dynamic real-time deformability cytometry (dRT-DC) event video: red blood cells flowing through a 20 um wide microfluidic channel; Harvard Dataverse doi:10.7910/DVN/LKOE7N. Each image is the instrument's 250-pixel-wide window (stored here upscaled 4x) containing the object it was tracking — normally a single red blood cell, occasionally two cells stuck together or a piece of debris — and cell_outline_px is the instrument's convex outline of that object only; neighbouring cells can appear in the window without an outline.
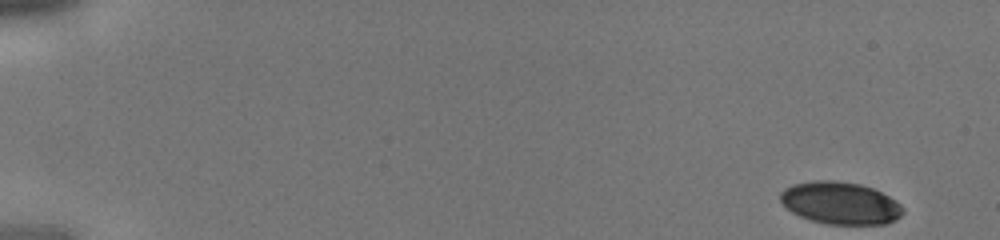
{"species": "human", "species_latin": "Homo sapiens", "temperature_condition": "cold", "stored_images_in_passage": 41, "camera_frame_rate_fps": 3000, "um_per_image_px": 0.085, "donor": {"sex": "male"}, "frame": {"image": 1, "passage_image": 1, "time_ms": 0.0, "image_size_px": [1000, 240], "cell_outline_px": [[904, 212], [896, 220], [884, 224], [824, 224], [800, 216], [792, 212], [780, 200], [780, 192], [784, 188], [792, 184], [812, 180], [836, 180], [860, 184], [872, 188], [896, 200], [904, 208]], "centroid_in_image_um": [71.43, 17.25], "position_along_channel_um": 13.6, "area_um2": 30.35}}
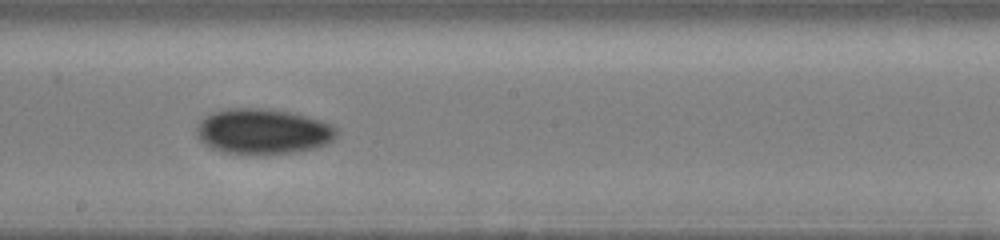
{"frame": {"image": 2, "passage_image": 24, "time_ms": 7.667, "image_size_px": [1000, 240], "cell_outline_px": [[340, 132], [332, 140], [316, 148], [292, 152], [260, 156], [256, 156], [224, 152], [212, 148], [200, 140], [196, 132], [196, 128], [200, 120], [204, 116], [212, 112], [228, 108], [268, 108], [292, 112], [308, 116], [320, 120], [336, 128]], "centroid_in_image_um": [22.34, 11.18], "position_along_channel_um": 225.9, "area_um2": 37.57}}
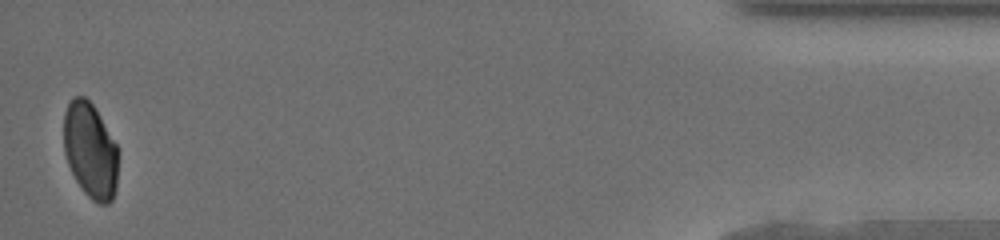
{"frame": {"image": 3, "passage_image": 41, "time_ms": 13.333, "image_size_px": [1000, 240], "cell_outline_px": [[116, 188], [112, 200], [108, 204], [100, 204], [92, 200], [84, 192], [76, 180], [68, 164], [64, 152], [64, 112], [68, 104], [76, 96], [84, 96], [96, 108], [116, 144]], "centroid_in_image_um": [7.66, 12.79], "position_along_channel_um": 427.5, "area_um2": 30.0}}